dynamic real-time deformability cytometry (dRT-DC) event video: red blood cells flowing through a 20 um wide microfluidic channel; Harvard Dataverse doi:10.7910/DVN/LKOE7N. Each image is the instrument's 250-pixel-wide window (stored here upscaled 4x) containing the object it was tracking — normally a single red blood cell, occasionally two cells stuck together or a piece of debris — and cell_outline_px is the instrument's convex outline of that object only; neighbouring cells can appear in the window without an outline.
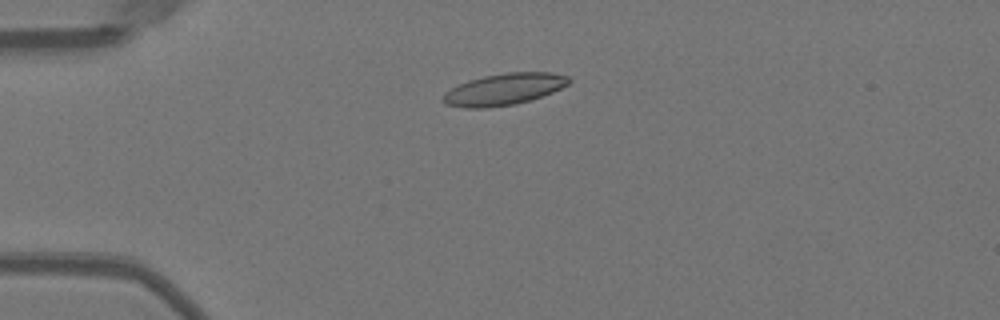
{"species": "Egyptian fruit bat (a non-hibernating species)", "species_latin": "Rousettus aegyptiacus", "temperature_condition": "warm", "stored_images_in_passage": 52, "camera_frame_rate_fps": 3000, "um_per_image_px": 0.085, "animal": {"sex": "female"}, "frame": {"image": 1, "passage_image": 13, "time_ms": 4.0, "image_size_px": [1000, 320], "cell_outline_px": [[572, 80], [568, 84], [552, 92], [516, 104], [488, 108], [464, 108], [444, 104], [440, 100], [444, 92], [468, 80], [484, 76], [508, 72], [552, 72], [568, 76]], "centroid_in_image_um": [42.8, 7.59], "position_along_channel_um": 42.2, "area_um2": 23.24}}
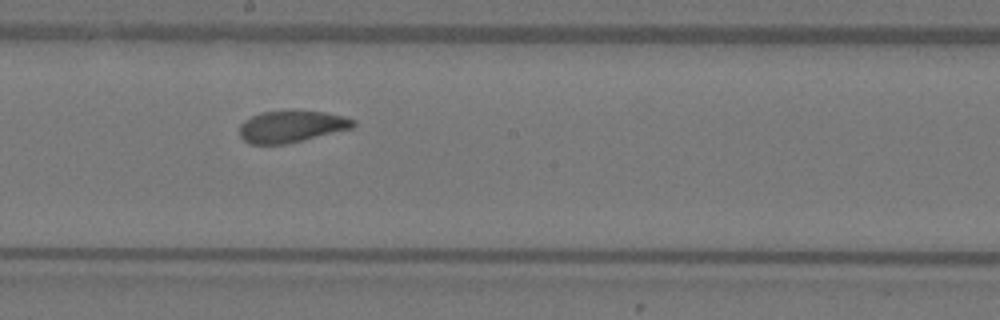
{"frame": {"image": 2, "passage_image": 29, "time_ms": 9.333, "image_size_px": [1000, 320], "cell_outline_px": [[356, 124], [352, 128], [284, 144], [252, 144], [244, 140], [240, 136], [240, 124], [244, 120], [260, 112], [292, 108], [324, 112], [344, 116], [356, 120]], "centroid_in_image_um": [24.77, 10.7], "position_along_channel_um": 223.4, "area_um2": 21.44}}
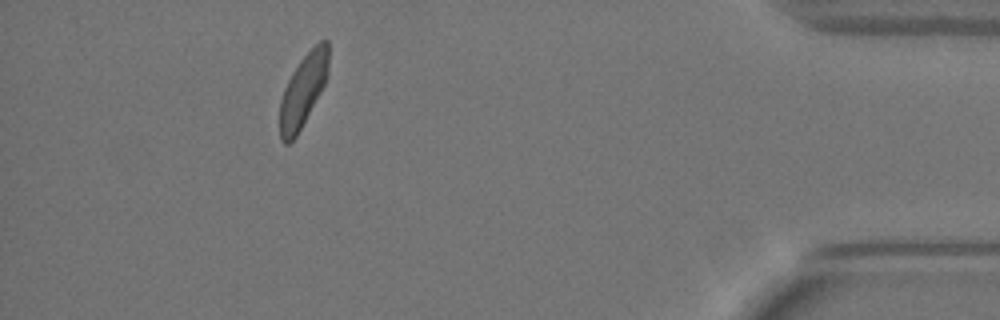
{"frame": {"image": 3, "passage_image": 47, "time_ms": 15.333, "image_size_px": [1000, 320], "cell_outline_px": [[328, 76], [320, 92], [296, 136], [288, 144], [284, 144], [280, 140], [280, 100], [284, 88], [292, 72], [300, 60], [320, 40], [328, 40]], "centroid_in_image_um": [25.75, 7.68], "position_along_channel_um": 409.5, "area_um2": 20.29}, "authors_computed_cell_mechanics": {"area_um2": 21.8773, "velocity_mm_per_s": 3.9614, "shape_relaxation_time_tau1_ms": 4.4221, "shape_relaxation_time_tau2_ms": 1.8189, "deformation_change_tau1": 0.1415, "deformation_change_tau2": 0.0685}}